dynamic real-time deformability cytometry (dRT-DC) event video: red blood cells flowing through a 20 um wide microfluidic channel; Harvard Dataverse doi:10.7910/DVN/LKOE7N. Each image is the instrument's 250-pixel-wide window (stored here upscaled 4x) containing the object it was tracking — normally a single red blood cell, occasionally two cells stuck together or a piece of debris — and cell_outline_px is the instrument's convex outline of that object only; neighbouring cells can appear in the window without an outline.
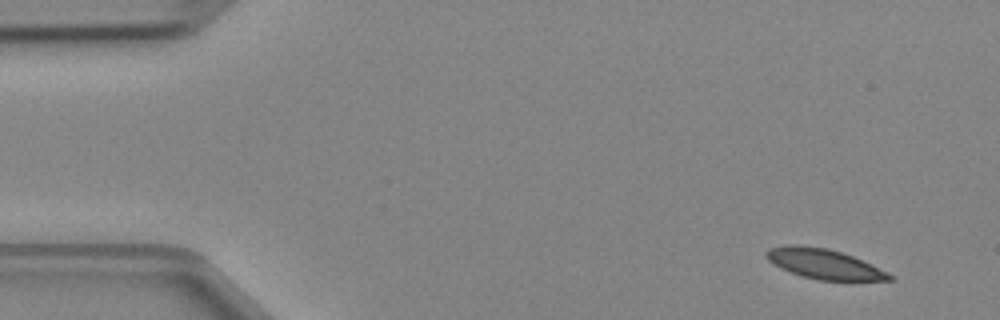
{"species": "Egyptian fruit bat (a non-hibernating species)", "species_latin": "Rousettus aegyptiacus", "temperature_condition": "cold", "stored_images_in_passage": 3, "camera_frame_rate_fps": 3000, "um_per_image_px": 0.085, "animal": {"sex": "female"}, "frame": {"image": 1, "passage_image": 1, "time_ms": 0.0, "image_size_px": [1000, 320], "cell_outline_px": [[896, 276], [892, 280], [816, 280], [780, 268], [772, 264], [764, 256], [764, 252], [768, 248], [784, 244], [796, 244], [828, 248], [852, 256], [888, 272]], "centroid_in_image_um": [69.98, 22.41], "position_along_channel_um": 15.0, "area_um2": 21.56}}
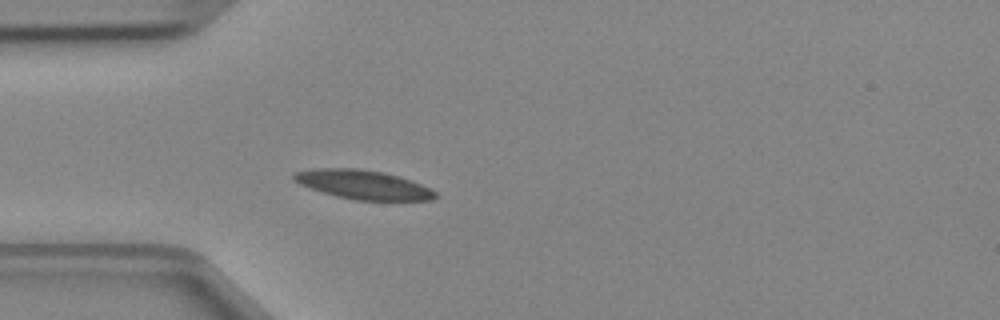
{"frame": {"image": 2, "passage_image": 3, "time_ms": 0.667, "image_size_px": [1000, 320], "cell_outline_px": [[440, 196], [432, 200], [356, 200], [336, 196], [300, 184], [292, 180], [292, 172], [316, 168], [356, 168], [384, 172], [412, 180], [436, 192]], "centroid_in_image_um": [30.86, 15.69], "position_along_channel_um": 54.1, "area_um2": 23.93}}